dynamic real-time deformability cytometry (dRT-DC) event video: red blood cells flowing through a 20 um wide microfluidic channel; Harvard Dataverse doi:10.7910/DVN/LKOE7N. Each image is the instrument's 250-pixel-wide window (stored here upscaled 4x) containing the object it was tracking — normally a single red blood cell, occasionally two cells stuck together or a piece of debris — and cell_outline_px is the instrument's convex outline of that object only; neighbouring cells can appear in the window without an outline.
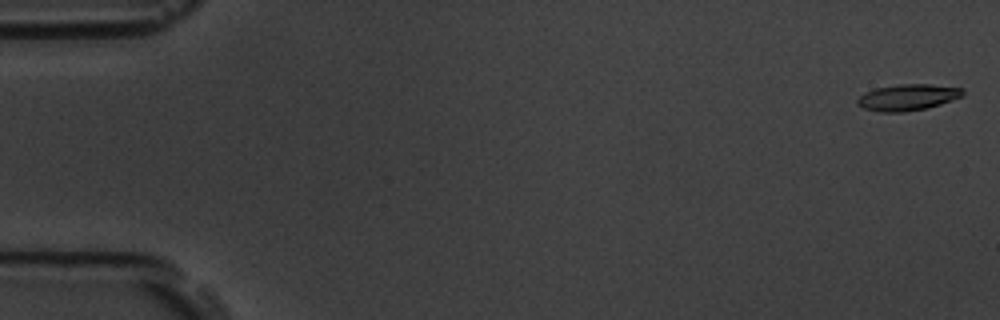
{"species": "common noctule bat (a hibernating species)", "species_latin": "Nyctalus noctula", "temperature_condition": "room temperature", "stored_images_in_passage": 8, "camera_frame_rate_fps": 3000, "um_per_image_px": 0.085, "animal": {"sex": "male", "body_mass_g": 19.5, "forearm_length_mm": 54.6}, "frame": {"image": 1, "passage_image": 1, "time_ms": 0.0, "image_size_px": [1000, 320], "cell_outline_px": [[964, 96], [928, 108], [904, 112], [880, 112], [864, 108], [856, 104], [856, 100], [864, 92], [876, 88], [900, 84], [928, 84], [964, 88]], "centroid_in_image_um": [77.16, 8.27], "position_along_channel_um": 7.8, "area_um2": 16.24}}
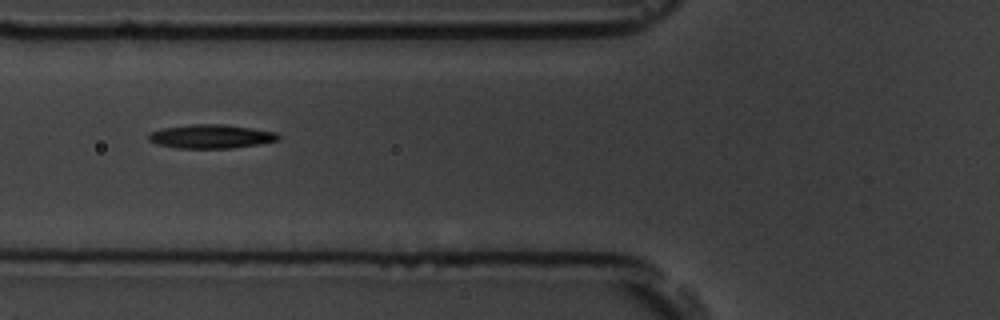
{"frame": {"image": 2, "passage_image": 7, "time_ms": 7.0, "image_size_px": [1000, 320], "cell_outline_px": [[280, 140], [260, 144], [232, 148], [176, 148], [156, 144], [148, 140], [148, 132], [160, 128], [192, 124], [224, 124], [252, 128], [276, 132], [280, 136]], "centroid_in_image_um": [17.91, 11.59], "position_along_channel_um": 107.9, "area_um2": 18.26}}
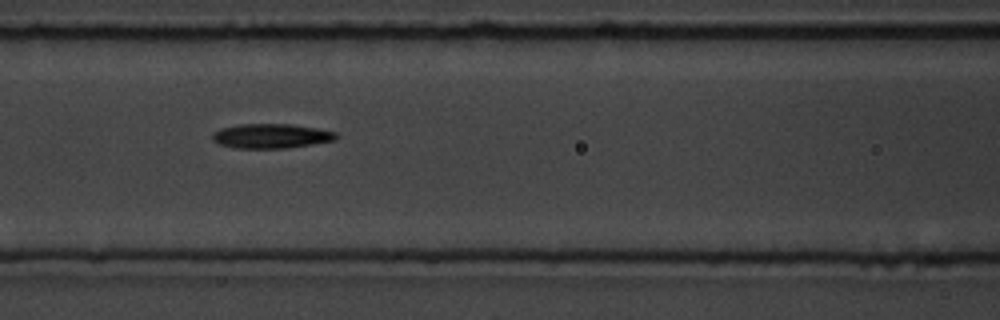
{"frame": {"image": 3, "passage_image": 8, "time_ms": 8.0, "image_size_px": [1000, 320], "cell_outline_px": [[340, 136], [336, 140], [288, 148], [236, 148], [220, 144], [212, 140], [212, 132], [220, 128], [240, 124], [288, 124], [316, 128], [336, 132]], "centroid_in_image_um": [23.05, 11.56], "position_along_channel_um": 143.6, "area_um2": 17.74}}